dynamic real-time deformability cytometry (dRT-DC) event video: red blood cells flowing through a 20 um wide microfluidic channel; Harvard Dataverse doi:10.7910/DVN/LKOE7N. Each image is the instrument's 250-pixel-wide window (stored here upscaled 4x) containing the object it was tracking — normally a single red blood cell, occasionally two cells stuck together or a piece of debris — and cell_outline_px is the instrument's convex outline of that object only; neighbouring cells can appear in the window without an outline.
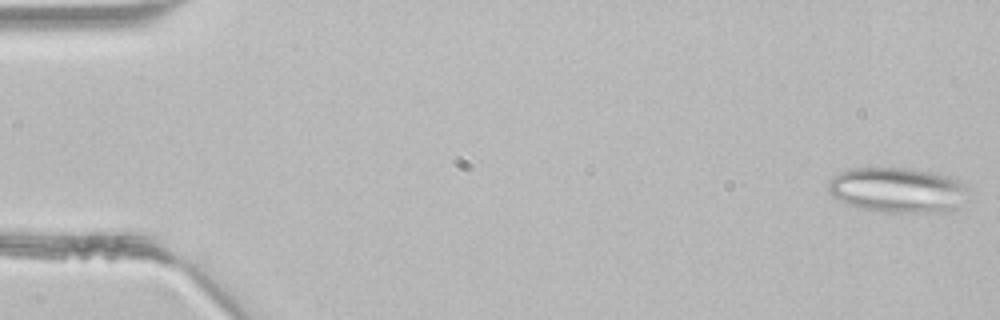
{"species": "common noctule bat (a hibernating species)", "species_latin": "Nyctalus noctula", "temperature_condition": "room temperature", "stored_images_in_passage": 12, "camera_frame_rate_fps": 3000, "um_per_image_px": 0.085, "animal": {"sex": "male", "body_mass_g": 21.5, "forearm_length_mm": 52.0}, "frame": {"image": 1, "passage_image": 1, "time_ms": 0.0, "image_size_px": [1000, 320], "cell_outline_px": [[972, 192], [960, 208], [944, 212], [880, 212], [860, 208], [848, 204], [832, 196], [828, 192], [828, 180], [832, 176], [848, 168], [908, 168], [932, 172], [948, 176], [964, 184]], "centroid_in_image_um": [76.33, 16.16], "position_along_channel_um": 8.7, "area_um2": 37.45}}